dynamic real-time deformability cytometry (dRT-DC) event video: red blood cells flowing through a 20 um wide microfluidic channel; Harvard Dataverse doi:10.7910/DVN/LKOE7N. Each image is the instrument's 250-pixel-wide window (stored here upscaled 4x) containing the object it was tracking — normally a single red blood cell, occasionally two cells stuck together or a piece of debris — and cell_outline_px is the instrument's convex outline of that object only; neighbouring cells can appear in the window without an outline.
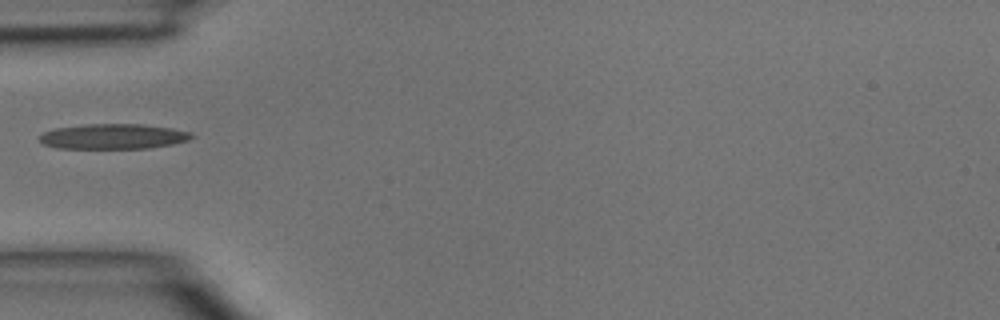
{"species": "common noctule bat (a hibernating species)", "species_latin": "Nyctalus noctula", "temperature_condition": "room temperature", "stored_images_in_passage": 1, "camera_frame_rate_fps": 3000, "um_per_image_px": 0.085, "animal": {"sex": "male", "body_mass_g": 15.6}, "frame": {"image": 1, "passage_image": 1, "time_ms": 0.0, "image_size_px": [1000, 320], "cell_outline_px": [[196, 136], [188, 140], [172, 144], [148, 148], [56, 148], [44, 144], [40, 140], [40, 136], [44, 132], [56, 128], [88, 124], [144, 124], [172, 128], [188, 132]], "centroid_in_image_um": [9.64, 11.59], "position_along_channel_um": 75.4, "area_um2": 22.14}}